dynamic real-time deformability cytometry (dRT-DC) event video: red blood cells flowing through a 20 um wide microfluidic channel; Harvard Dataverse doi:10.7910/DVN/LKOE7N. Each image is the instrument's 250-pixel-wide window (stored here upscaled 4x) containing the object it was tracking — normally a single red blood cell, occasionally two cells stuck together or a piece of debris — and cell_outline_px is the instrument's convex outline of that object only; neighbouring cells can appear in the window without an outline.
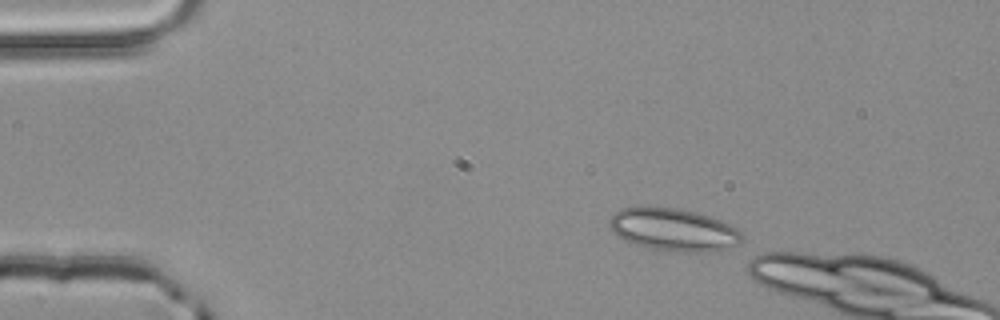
{"species": "common noctule bat (a hibernating species)", "species_latin": "Nyctalus noctula", "temperature_condition": "room temperature", "stored_images_in_passage": 2, "camera_frame_rate_fps": 3000, "um_per_image_px": 0.085, "animal": {"sex": "male", "body_mass_g": 20.4}, "frame": {"image": 1, "passage_image": 1, "time_ms": 0.0, "image_size_px": [1000, 320], "cell_outline_px": [[744, 236], [740, 244], [724, 248], [704, 252], [684, 252], [648, 248], [628, 244], [608, 224], [608, 220], [620, 208], [640, 204], [680, 208], [696, 212], [720, 220], [736, 228]], "centroid_in_image_um": [57.19, 19.49], "position_along_channel_um": 27.8, "area_um2": 33.41}}